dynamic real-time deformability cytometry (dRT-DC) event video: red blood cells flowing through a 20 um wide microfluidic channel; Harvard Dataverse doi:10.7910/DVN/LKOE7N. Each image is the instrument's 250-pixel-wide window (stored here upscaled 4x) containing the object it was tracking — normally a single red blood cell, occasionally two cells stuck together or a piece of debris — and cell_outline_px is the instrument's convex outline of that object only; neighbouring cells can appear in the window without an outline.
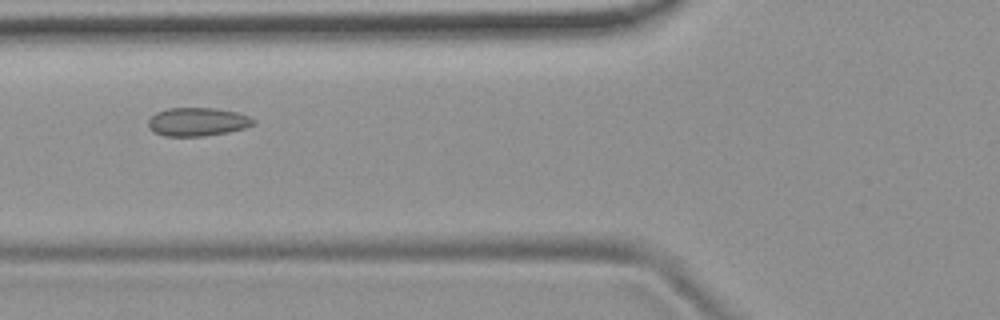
{"species": "common noctule bat (a hibernating species)", "species_latin": "Nyctalus noctula", "temperature_condition": "room temperature", "stored_images_in_passage": 20, "camera_frame_rate_fps": 3000, "um_per_image_px": 0.085, "animal": {"sex": "female", "body_mass_g": 19.9}, "frame": {"image": 1, "passage_image": 4, "time_ms": 1.0, "image_size_px": [1000, 320], "cell_outline_px": [[256, 124], [244, 128], [228, 132], [204, 136], [164, 136], [152, 132], [148, 128], [148, 120], [156, 112], [168, 108], [216, 108], [240, 112], [256, 120]], "centroid_in_image_um": [16.79, 10.35], "position_along_channel_um": 109.0, "area_um2": 17.69}}
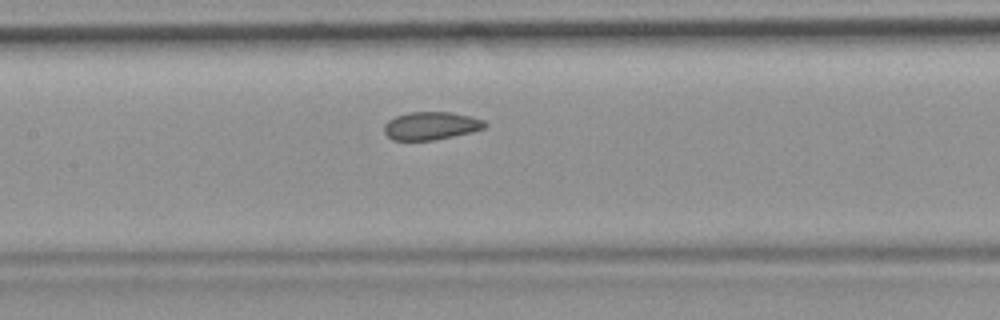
{"frame": {"image": 2, "passage_image": 9, "time_ms": 2.667, "image_size_px": [1000, 320], "cell_outline_px": [[488, 124], [484, 128], [472, 132], [432, 140], [392, 140], [384, 132], [384, 124], [388, 120], [396, 116], [408, 112], [452, 112], [472, 116], [484, 120]], "centroid_in_image_um": [36.64, 10.68], "position_along_channel_um": 170.8, "area_um2": 16.47}}